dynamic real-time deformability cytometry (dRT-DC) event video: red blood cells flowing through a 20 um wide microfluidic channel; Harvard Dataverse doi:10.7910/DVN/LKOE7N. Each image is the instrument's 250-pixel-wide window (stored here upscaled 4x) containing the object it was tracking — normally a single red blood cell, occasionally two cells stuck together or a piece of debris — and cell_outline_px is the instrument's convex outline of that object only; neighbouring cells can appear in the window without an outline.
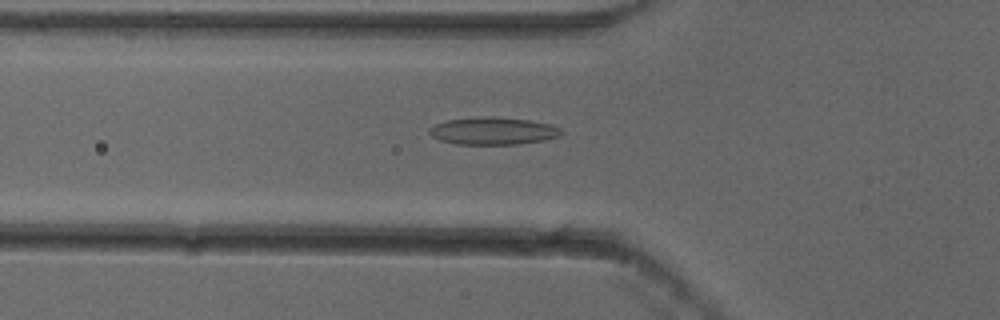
{"species": "common noctule bat (a hibernating species)", "species_latin": "Nyctalus noctula", "temperature_condition": "cold", "stored_images_in_passage": 53, "camera_frame_rate_fps": 3000, "um_per_image_px": 0.085, "animal": {"sex": "female"}, "frame": {"image": 1, "passage_image": 19, "time_ms": 6.0, "image_size_px": [1000, 320], "cell_outline_px": [[564, 132], [560, 136], [544, 140], [516, 144], [456, 144], [440, 140], [432, 136], [428, 132], [428, 128], [436, 124], [448, 120], [480, 116], [492, 116], [532, 120], [548, 124], [560, 128]], "centroid_in_image_um": [41.91, 11.12], "position_along_channel_um": 83.9, "area_um2": 21.15}}
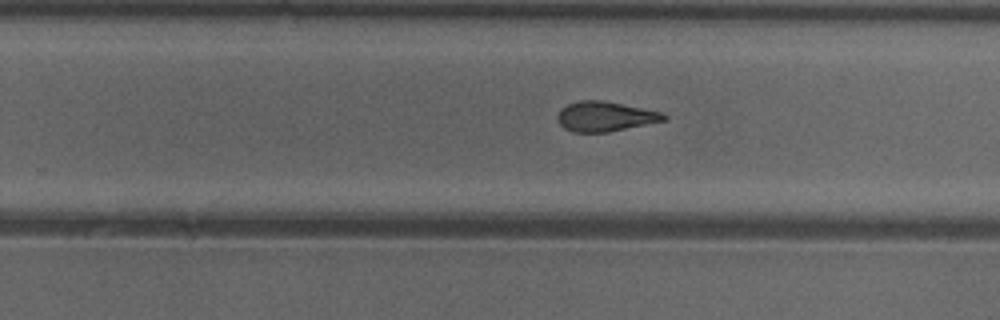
{"frame": {"image": 2, "passage_image": 34, "time_ms": 11.0, "image_size_px": [1000, 320], "cell_outline_px": [[668, 120], [608, 132], [572, 132], [564, 128], [560, 124], [556, 116], [560, 108], [568, 104], [580, 100], [600, 100], [664, 112], [668, 116]], "centroid_in_image_um": [51.45, 9.9], "position_along_channel_um": 278.4, "area_um2": 18.61}}
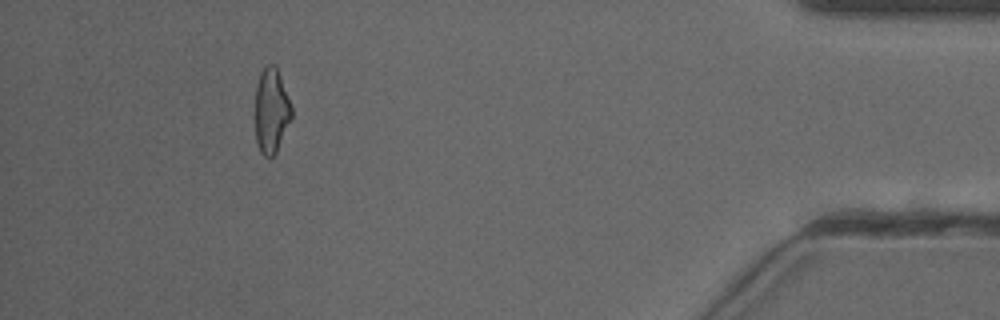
{"frame": {"image": 3, "passage_image": 49, "time_ms": 16.0, "image_size_px": [1000, 320], "cell_outline_px": [[292, 116], [276, 152], [272, 156], [264, 156], [260, 152], [256, 144], [252, 112], [256, 84], [260, 72], [268, 64], [272, 64], [276, 68], [280, 76], [292, 108]], "centroid_in_image_um": [22.98, 9.43], "position_along_channel_um": 412.2, "area_um2": 18.55}, "authors_computed_cell_mechanics": {"area_um2": 19.2474, "velocity_mm_per_s": 3.8757, "shape_relaxation_time_tau1_ms": null, "shape_relaxation_time_tau2_ms": 1.9579, "deformation_change_tau1": null, "deformation_change_tau2": 0.0993}}